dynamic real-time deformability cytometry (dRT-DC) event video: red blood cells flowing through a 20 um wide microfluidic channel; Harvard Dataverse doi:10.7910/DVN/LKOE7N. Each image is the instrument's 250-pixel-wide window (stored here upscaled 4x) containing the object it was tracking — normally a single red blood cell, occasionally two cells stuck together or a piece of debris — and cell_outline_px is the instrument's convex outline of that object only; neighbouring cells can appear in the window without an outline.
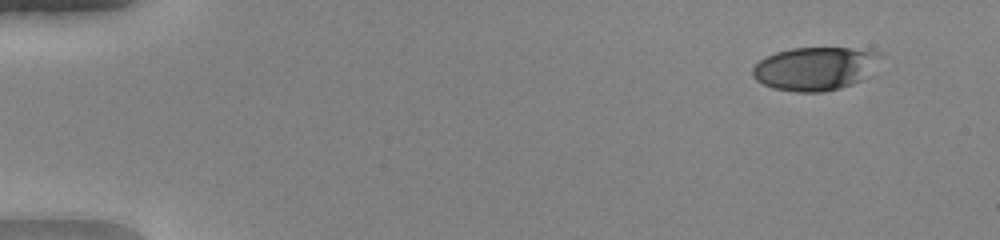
{"species": "human", "species_latin": "Homo sapiens", "temperature_condition": "warm", "stored_images_in_passage": 51, "camera_frame_rate_fps": 3000, "um_per_image_px": 0.085, "donor": {"sex": "female"}, "frame": {"image": 1, "passage_image": 5, "time_ms": 1.333, "image_size_px": [1000, 240], "cell_outline_px": [[880, 56], [864, 76], [860, 80], [852, 84], [840, 88], [824, 92], [796, 92], [772, 88], [756, 80], [752, 76], [752, 68], [760, 60], [776, 52], [792, 48], [848, 48], [876, 52]], "centroid_in_image_um": [69.18, 5.84], "position_along_channel_um": 15.8, "area_um2": 31.62}}
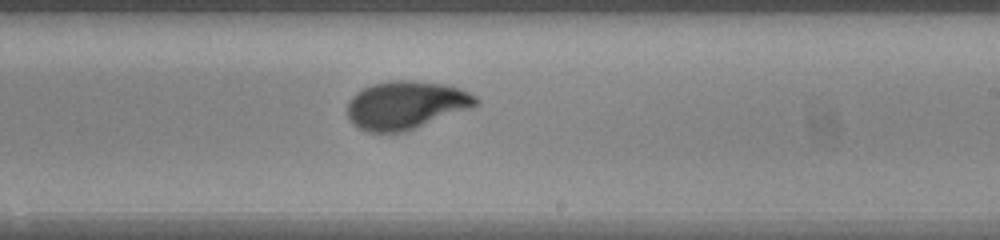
{"frame": {"image": 2, "passage_image": 32, "time_ms": 10.333, "image_size_px": [1000, 240], "cell_outline_px": [[480, 100], [472, 108], [416, 128], [404, 132], [368, 132], [352, 124], [348, 120], [348, 100], [356, 92], [372, 84], [392, 80], [408, 80], [444, 84], [460, 88], [476, 96]], "centroid_in_image_um": [34.5, 8.93], "position_along_channel_um": 254.5, "area_um2": 36.13}}
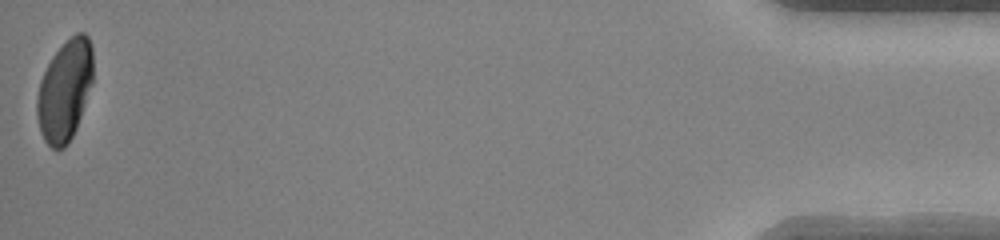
{"frame": {"image": 3, "passage_image": 51, "time_ms": 16.667, "image_size_px": [1000, 240], "cell_outline_px": [[92, 84], [76, 128], [68, 144], [64, 148], [52, 148], [44, 140], [40, 132], [36, 116], [36, 100], [40, 80], [52, 56], [76, 32], [84, 32], [88, 36], [92, 48]], "centroid_in_image_um": [5.49, 7.71], "position_along_channel_um": 429.7, "area_um2": 32.83}, "authors_computed_cell_mechanics": {"area_um2": 34.102, "velocity_mm_per_s": 4.1478, "shape_relaxation_time_tau1_ms": 3.4464, "shape_relaxation_time_tau2_ms": null, "deformation_change_tau1": 0.1896, "deformation_change_tau2": null}}